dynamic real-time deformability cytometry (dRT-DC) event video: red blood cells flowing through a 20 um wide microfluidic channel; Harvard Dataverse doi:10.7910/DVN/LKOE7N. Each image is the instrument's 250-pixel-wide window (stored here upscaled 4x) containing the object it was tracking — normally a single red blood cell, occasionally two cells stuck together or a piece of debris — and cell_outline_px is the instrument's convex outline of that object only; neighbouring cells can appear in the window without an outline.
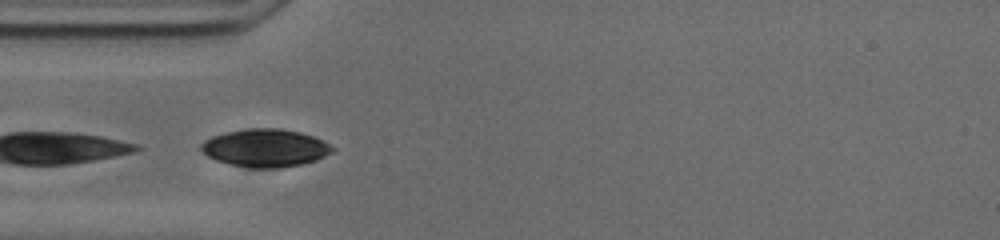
{"species": "common noctule bat (a hibernating species)", "species_latin": "Nyctalus noctula", "temperature_condition": "cold", "stored_images_in_passage": 8, "camera_frame_rate_fps": 3000, "um_per_image_px": 0.085, "animal": {"sex": "male", "body_mass_g": 20.0, "forearm_length_mm": 53.3}, "frame": {"image": 1, "passage_image": 5, "time_ms": 1.333, "image_size_px": [1000, 240], "cell_outline_px": [[336, 148], [332, 152], [316, 160], [300, 164], [280, 168], [252, 168], [232, 164], [216, 160], [208, 156], [200, 148], [200, 144], [204, 140], [212, 136], [224, 132], [244, 128], [280, 128], [300, 132], [312, 136]], "centroid_in_image_um": [22.53, 12.56], "position_along_channel_um": 62.5, "area_um2": 28.9}}